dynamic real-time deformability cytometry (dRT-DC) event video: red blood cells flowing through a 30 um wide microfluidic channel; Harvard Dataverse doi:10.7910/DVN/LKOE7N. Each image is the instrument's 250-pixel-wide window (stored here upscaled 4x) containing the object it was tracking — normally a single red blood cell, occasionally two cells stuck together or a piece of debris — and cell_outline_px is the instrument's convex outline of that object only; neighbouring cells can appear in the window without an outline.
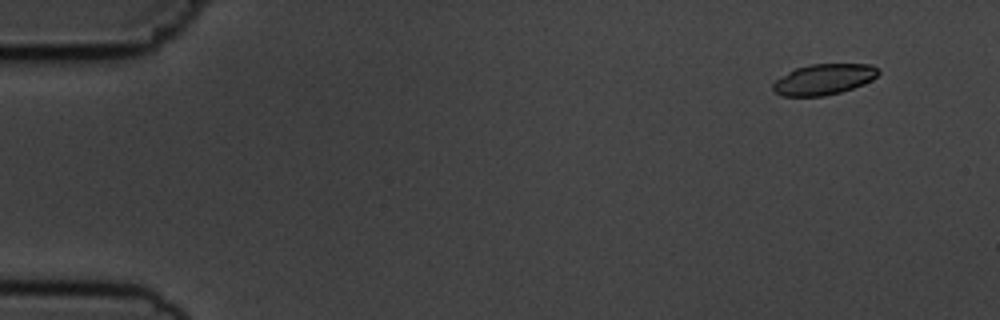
{"species": "common noctule bat (a hibernating species)", "species_latin": "Nyctalus noctula", "temperature_condition": "cold", "stored_images_in_passage": 6, "camera_frame_rate_fps": 3000, "um_per_image_px": 0.085, "animal": {"sex": "male", "body_mass_g": 19.5, "forearm_length_mm": 54.6}, "frame": {"image": 1, "passage_image": 2, "time_ms": 1.0, "image_size_px": [1000, 320], "cell_outline_px": [[880, 72], [872, 80], [864, 84], [840, 92], [824, 96], [780, 96], [772, 88], [772, 84], [780, 76], [796, 68], [812, 64], [872, 64]], "centroid_in_image_um": [70.01, 6.75], "position_along_channel_um": 15.0, "area_um2": 18.84}}
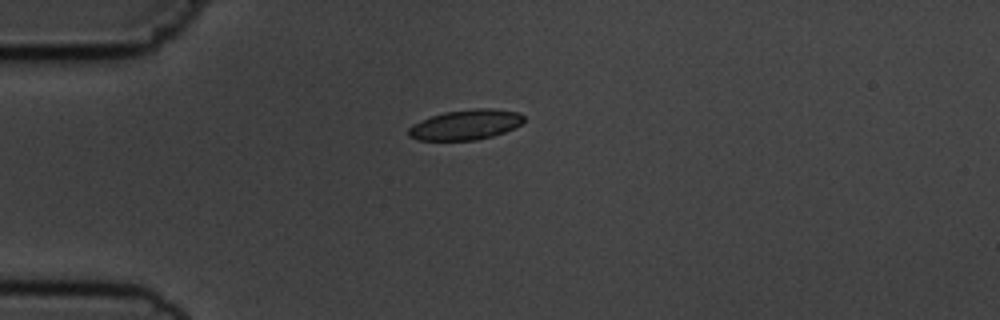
{"frame": {"image": 2, "passage_image": 5, "time_ms": 4.333, "image_size_px": [1000, 320], "cell_outline_px": [[524, 120], [520, 124], [504, 132], [492, 136], [476, 140], [416, 140], [408, 136], [408, 128], [412, 124], [432, 116], [444, 112], [472, 108], [492, 108], [520, 112], [524, 116]], "centroid_in_image_um": [39.57, 10.59], "position_along_channel_um": 45.4, "area_um2": 20.29}}